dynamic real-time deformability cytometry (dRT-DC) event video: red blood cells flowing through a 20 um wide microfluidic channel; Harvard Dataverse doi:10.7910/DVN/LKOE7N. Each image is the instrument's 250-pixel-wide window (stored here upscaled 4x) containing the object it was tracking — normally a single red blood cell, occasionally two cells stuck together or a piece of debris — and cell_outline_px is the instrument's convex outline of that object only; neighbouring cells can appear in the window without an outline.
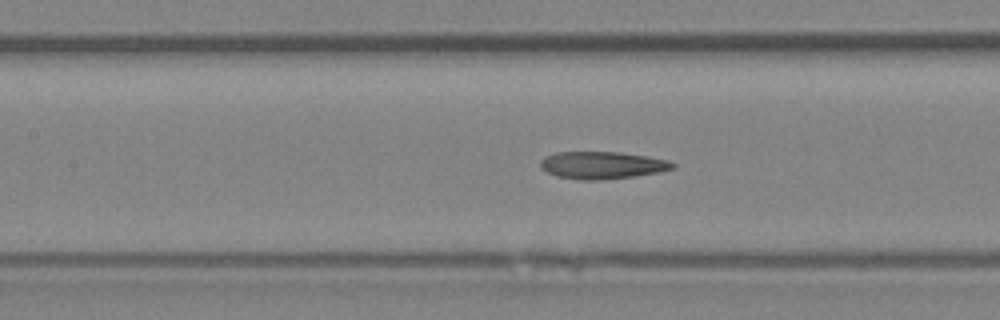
{"species": "Egyptian fruit bat (a non-hibernating species)", "species_latin": "Rousettus aegyptiacus", "temperature_condition": "room temperature", "stored_images_in_passage": 40, "camera_frame_rate_fps": 3000, "um_per_image_px": 0.085, "animal": {"sex": "female"}, "frame": {"image": 1, "passage_image": 18, "time_ms": 5.667, "image_size_px": [1000, 320], "cell_outline_px": [[672, 164], [668, 168], [648, 172], [624, 176], [564, 176], [552, 172], [544, 168], [544, 160], [552, 156], [568, 152], [608, 152], [636, 156], [660, 160]], "centroid_in_image_um": [51.13, 13.97], "position_along_channel_um": 156.3, "area_um2": 17.28}, "authors_computed_cell_mechanics": {"area_um2": 17.0221, "velocity_mm_per_s": 4.2606, "shape_relaxation_time_tau1_ms": null, "shape_relaxation_time_tau2_ms": 4.7074, "deformation_change_tau1": null, "deformation_change_tau2": 0.1521}}